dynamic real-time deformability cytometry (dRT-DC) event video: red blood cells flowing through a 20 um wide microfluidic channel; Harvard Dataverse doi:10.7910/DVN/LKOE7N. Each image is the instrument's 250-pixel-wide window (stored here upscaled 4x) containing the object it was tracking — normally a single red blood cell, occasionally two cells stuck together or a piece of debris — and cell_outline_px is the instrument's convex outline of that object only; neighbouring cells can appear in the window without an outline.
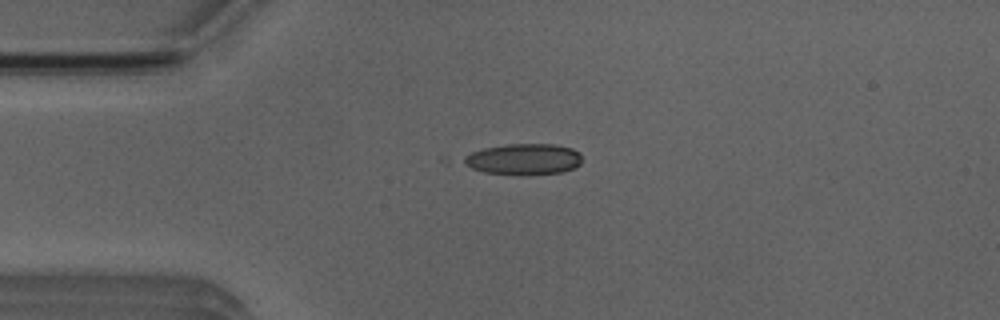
{"species": "Egyptian fruit bat (a non-hibernating species)", "species_latin": "Rousettus aegyptiacus", "temperature_condition": "room temperature", "stored_images_in_passage": 6, "camera_frame_rate_fps": 3000, "um_per_image_px": 0.085, "animal": {"sex": "male"}, "frame": {"image": 1, "passage_image": 4, "time_ms": 3.667, "image_size_px": [1000, 320], "cell_outline_px": [[580, 164], [564, 172], [484, 172], [472, 168], [456, 160], [472, 152], [484, 148], [508, 144], [556, 144], [572, 148], [580, 152]], "centroid_in_image_um": [44.47, 13.48], "position_along_channel_um": 40.5, "area_um2": 20.69}}